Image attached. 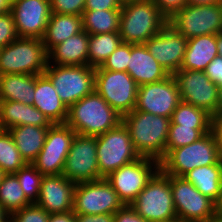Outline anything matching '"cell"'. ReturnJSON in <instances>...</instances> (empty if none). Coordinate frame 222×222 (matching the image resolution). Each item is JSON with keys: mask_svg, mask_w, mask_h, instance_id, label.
<instances>
[{"mask_svg": "<svg viewBox=\"0 0 222 222\" xmlns=\"http://www.w3.org/2000/svg\"><path fill=\"white\" fill-rule=\"evenodd\" d=\"M213 164H222V141L216 126L194 143L172 149L160 161V169L167 175L183 177L196 167Z\"/></svg>", "mask_w": 222, "mask_h": 222, "instance_id": "cell-1", "label": "cell"}, {"mask_svg": "<svg viewBox=\"0 0 222 222\" xmlns=\"http://www.w3.org/2000/svg\"><path fill=\"white\" fill-rule=\"evenodd\" d=\"M140 157L161 161L165 157L170 118L133 110L122 117Z\"/></svg>", "mask_w": 222, "mask_h": 222, "instance_id": "cell-2", "label": "cell"}, {"mask_svg": "<svg viewBox=\"0 0 222 222\" xmlns=\"http://www.w3.org/2000/svg\"><path fill=\"white\" fill-rule=\"evenodd\" d=\"M122 116L95 90L68 108L66 124L76 134L99 136L116 128Z\"/></svg>", "mask_w": 222, "mask_h": 222, "instance_id": "cell-3", "label": "cell"}, {"mask_svg": "<svg viewBox=\"0 0 222 222\" xmlns=\"http://www.w3.org/2000/svg\"><path fill=\"white\" fill-rule=\"evenodd\" d=\"M167 24L168 19L151 0L123 3L119 34L124 43L144 44Z\"/></svg>", "mask_w": 222, "mask_h": 222, "instance_id": "cell-4", "label": "cell"}, {"mask_svg": "<svg viewBox=\"0 0 222 222\" xmlns=\"http://www.w3.org/2000/svg\"><path fill=\"white\" fill-rule=\"evenodd\" d=\"M48 65V52L42 39L18 37L0 49V75H41Z\"/></svg>", "mask_w": 222, "mask_h": 222, "instance_id": "cell-5", "label": "cell"}, {"mask_svg": "<svg viewBox=\"0 0 222 222\" xmlns=\"http://www.w3.org/2000/svg\"><path fill=\"white\" fill-rule=\"evenodd\" d=\"M130 205L149 222H164L177 218L170 175L159 169Z\"/></svg>", "mask_w": 222, "mask_h": 222, "instance_id": "cell-6", "label": "cell"}, {"mask_svg": "<svg viewBox=\"0 0 222 222\" xmlns=\"http://www.w3.org/2000/svg\"><path fill=\"white\" fill-rule=\"evenodd\" d=\"M43 74L67 108L94 91L95 68L89 65L48 64Z\"/></svg>", "mask_w": 222, "mask_h": 222, "instance_id": "cell-7", "label": "cell"}, {"mask_svg": "<svg viewBox=\"0 0 222 222\" xmlns=\"http://www.w3.org/2000/svg\"><path fill=\"white\" fill-rule=\"evenodd\" d=\"M96 140L97 163L103 178L140 158L131 141L130 132L123 122L116 128L96 136Z\"/></svg>", "mask_w": 222, "mask_h": 222, "instance_id": "cell-8", "label": "cell"}, {"mask_svg": "<svg viewBox=\"0 0 222 222\" xmlns=\"http://www.w3.org/2000/svg\"><path fill=\"white\" fill-rule=\"evenodd\" d=\"M138 87L128 72L95 68L94 90L122 117L135 109Z\"/></svg>", "mask_w": 222, "mask_h": 222, "instance_id": "cell-9", "label": "cell"}, {"mask_svg": "<svg viewBox=\"0 0 222 222\" xmlns=\"http://www.w3.org/2000/svg\"><path fill=\"white\" fill-rule=\"evenodd\" d=\"M168 24L187 39L222 34V2L213 5H186L168 20Z\"/></svg>", "mask_w": 222, "mask_h": 222, "instance_id": "cell-10", "label": "cell"}, {"mask_svg": "<svg viewBox=\"0 0 222 222\" xmlns=\"http://www.w3.org/2000/svg\"><path fill=\"white\" fill-rule=\"evenodd\" d=\"M159 169V161L140 157L110 173L105 179L117 192L123 204L130 205Z\"/></svg>", "mask_w": 222, "mask_h": 222, "instance_id": "cell-11", "label": "cell"}, {"mask_svg": "<svg viewBox=\"0 0 222 222\" xmlns=\"http://www.w3.org/2000/svg\"><path fill=\"white\" fill-rule=\"evenodd\" d=\"M123 206L117 192L105 178L76 183L73 200L75 214H114Z\"/></svg>", "mask_w": 222, "mask_h": 222, "instance_id": "cell-12", "label": "cell"}, {"mask_svg": "<svg viewBox=\"0 0 222 222\" xmlns=\"http://www.w3.org/2000/svg\"><path fill=\"white\" fill-rule=\"evenodd\" d=\"M177 218L182 222H207L215 214V202L184 177L170 175Z\"/></svg>", "mask_w": 222, "mask_h": 222, "instance_id": "cell-13", "label": "cell"}, {"mask_svg": "<svg viewBox=\"0 0 222 222\" xmlns=\"http://www.w3.org/2000/svg\"><path fill=\"white\" fill-rule=\"evenodd\" d=\"M75 135L66 123L52 124L47 130L43 148L31 164L43 176L62 174Z\"/></svg>", "mask_w": 222, "mask_h": 222, "instance_id": "cell-14", "label": "cell"}, {"mask_svg": "<svg viewBox=\"0 0 222 222\" xmlns=\"http://www.w3.org/2000/svg\"><path fill=\"white\" fill-rule=\"evenodd\" d=\"M184 103L205 110L217 122L218 86L204 71L183 70L173 74Z\"/></svg>", "mask_w": 222, "mask_h": 222, "instance_id": "cell-15", "label": "cell"}, {"mask_svg": "<svg viewBox=\"0 0 222 222\" xmlns=\"http://www.w3.org/2000/svg\"><path fill=\"white\" fill-rule=\"evenodd\" d=\"M96 151V136L76 134L66 157L62 174L74 183L102 179Z\"/></svg>", "mask_w": 222, "mask_h": 222, "instance_id": "cell-16", "label": "cell"}, {"mask_svg": "<svg viewBox=\"0 0 222 222\" xmlns=\"http://www.w3.org/2000/svg\"><path fill=\"white\" fill-rule=\"evenodd\" d=\"M180 102L177 82L170 74L161 81L139 86L134 110L171 118Z\"/></svg>", "mask_w": 222, "mask_h": 222, "instance_id": "cell-17", "label": "cell"}, {"mask_svg": "<svg viewBox=\"0 0 222 222\" xmlns=\"http://www.w3.org/2000/svg\"><path fill=\"white\" fill-rule=\"evenodd\" d=\"M18 37H44L51 16L50 0H14L11 6Z\"/></svg>", "mask_w": 222, "mask_h": 222, "instance_id": "cell-18", "label": "cell"}, {"mask_svg": "<svg viewBox=\"0 0 222 222\" xmlns=\"http://www.w3.org/2000/svg\"><path fill=\"white\" fill-rule=\"evenodd\" d=\"M188 39L167 24L157 35L144 44L150 54L169 74L179 71L183 63Z\"/></svg>", "mask_w": 222, "mask_h": 222, "instance_id": "cell-19", "label": "cell"}, {"mask_svg": "<svg viewBox=\"0 0 222 222\" xmlns=\"http://www.w3.org/2000/svg\"><path fill=\"white\" fill-rule=\"evenodd\" d=\"M75 186L63 174L43 176L35 204L50 214L72 211Z\"/></svg>", "mask_w": 222, "mask_h": 222, "instance_id": "cell-20", "label": "cell"}, {"mask_svg": "<svg viewBox=\"0 0 222 222\" xmlns=\"http://www.w3.org/2000/svg\"><path fill=\"white\" fill-rule=\"evenodd\" d=\"M127 72L138 86L161 81L170 75L150 54L145 44H130Z\"/></svg>", "mask_w": 222, "mask_h": 222, "instance_id": "cell-21", "label": "cell"}, {"mask_svg": "<svg viewBox=\"0 0 222 222\" xmlns=\"http://www.w3.org/2000/svg\"><path fill=\"white\" fill-rule=\"evenodd\" d=\"M21 125L50 127L52 123L34 105L0 100V129L9 130Z\"/></svg>", "mask_w": 222, "mask_h": 222, "instance_id": "cell-22", "label": "cell"}, {"mask_svg": "<svg viewBox=\"0 0 222 222\" xmlns=\"http://www.w3.org/2000/svg\"><path fill=\"white\" fill-rule=\"evenodd\" d=\"M33 105L40 110L52 124L65 123L68 108L61 101L55 87L44 75H36Z\"/></svg>", "mask_w": 222, "mask_h": 222, "instance_id": "cell-23", "label": "cell"}, {"mask_svg": "<svg viewBox=\"0 0 222 222\" xmlns=\"http://www.w3.org/2000/svg\"><path fill=\"white\" fill-rule=\"evenodd\" d=\"M89 34L83 30L54 46L48 52V64L88 65Z\"/></svg>", "mask_w": 222, "mask_h": 222, "instance_id": "cell-24", "label": "cell"}, {"mask_svg": "<svg viewBox=\"0 0 222 222\" xmlns=\"http://www.w3.org/2000/svg\"><path fill=\"white\" fill-rule=\"evenodd\" d=\"M217 55V35L189 38L180 69L204 71Z\"/></svg>", "mask_w": 222, "mask_h": 222, "instance_id": "cell-25", "label": "cell"}, {"mask_svg": "<svg viewBox=\"0 0 222 222\" xmlns=\"http://www.w3.org/2000/svg\"><path fill=\"white\" fill-rule=\"evenodd\" d=\"M81 31H83L82 16L51 13L42 38L46 51L49 52L54 46Z\"/></svg>", "mask_w": 222, "mask_h": 222, "instance_id": "cell-26", "label": "cell"}, {"mask_svg": "<svg viewBox=\"0 0 222 222\" xmlns=\"http://www.w3.org/2000/svg\"><path fill=\"white\" fill-rule=\"evenodd\" d=\"M36 75H0V100L19 101L33 105Z\"/></svg>", "mask_w": 222, "mask_h": 222, "instance_id": "cell-27", "label": "cell"}, {"mask_svg": "<svg viewBox=\"0 0 222 222\" xmlns=\"http://www.w3.org/2000/svg\"><path fill=\"white\" fill-rule=\"evenodd\" d=\"M49 127L21 125L10 128L16 147L26 163L31 164L44 146Z\"/></svg>", "mask_w": 222, "mask_h": 222, "instance_id": "cell-28", "label": "cell"}, {"mask_svg": "<svg viewBox=\"0 0 222 222\" xmlns=\"http://www.w3.org/2000/svg\"><path fill=\"white\" fill-rule=\"evenodd\" d=\"M183 177L204 196L218 201L222 193V164L196 167Z\"/></svg>", "mask_w": 222, "mask_h": 222, "instance_id": "cell-29", "label": "cell"}, {"mask_svg": "<svg viewBox=\"0 0 222 222\" xmlns=\"http://www.w3.org/2000/svg\"><path fill=\"white\" fill-rule=\"evenodd\" d=\"M121 10H84L83 30L88 34L119 32Z\"/></svg>", "mask_w": 222, "mask_h": 222, "instance_id": "cell-30", "label": "cell"}, {"mask_svg": "<svg viewBox=\"0 0 222 222\" xmlns=\"http://www.w3.org/2000/svg\"><path fill=\"white\" fill-rule=\"evenodd\" d=\"M121 42L119 32L89 34L88 65L93 68L102 66Z\"/></svg>", "mask_w": 222, "mask_h": 222, "instance_id": "cell-31", "label": "cell"}, {"mask_svg": "<svg viewBox=\"0 0 222 222\" xmlns=\"http://www.w3.org/2000/svg\"><path fill=\"white\" fill-rule=\"evenodd\" d=\"M173 124L193 126L195 129H213L216 122L205 110L180 102L170 118Z\"/></svg>", "mask_w": 222, "mask_h": 222, "instance_id": "cell-32", "label": "cell"}, {"mask_svg": "<svg viewBox=\"0 0 222 222\" xmlns=\"http://www.w3.org/2000/svg\"><path fill=\"white\" fill-rule=\"evenodd\" d=\"M31 204L17 177L14 174H6L0 184V206L10 214Z\"/></svg>", "mask_w": 222, "mask_h": 222, "instance_id": "cell-33", "label": "cell"}, {"mask_svg": "<svg viewBox=\"0 0 222 222\" xmlns=\"http://www.w3.org/2000/svg\"><path fill=\"white\" fill-rule=\"evenodd\" d=\"M26 164L11 133L0 129V169L6 174H14Z\"/></svg>", "mask_w": 222, "mask_h": 222, "instance_id": "cell-34", "label": "cell"}, {"mask_svg": "<svg viewBox=\"0 0 222 222\" xmlns=\"http://www.w3.org/2000/svg\"><path fill=\"white\" fill-rule=\"evenodd\" d=\"M212 129H195L193 126H182L170 122L166 141L165 156L175 148L194 143Z\"/></svg>", "mask_w": 222, "mask_h": 222, "instance_id": "cell-35", "label": "cell"}, {"mask_svg": "<svg viewBox=\"0 0 222 222\" xmlns=\"http://www.w3.org/2000/svg\"><path fill=\"white\" fill-rule=\"evenodd\" d=\"M14 175L17 177L26 198L31 203H36L43 175L29 163L19 169Z\"/></svg>", "mask_w": 222, "mask_h": 222, "instance_id": "cell-36", "label": "cell"}, {"mask_svg": "<svg viewBox=\"0 0 222 222\" xmlns=\"http://www.w3.org/2000/svg\"><path fill=\"white\" fill-rule=\"evenodd\" d=\"M50 213L32 203L9 214V222H48Z\"/></svg>", "mask_w": 222, "mask_h": 222, "instance_id": "cell-37", "label": "cell"}, {"mask_svg": "<svg viewBox=\"0 0 222 222\" xmlns=\"http://www.w3.org/2000/svg\"><path fill=\"white\" fill-rule=\"evenodd\" d=\"M130 58V44H121L110 54L101 66L105 70L127 72Z\"/></svg>", "mask_w": 222, "mask_h": 222, "instance_id": "cell-38", "label": "cell"}, {"mask_svg": "<svg viewBox=\"0 0 222 222\" xmlns=\"http://www.w3.org/2000/svg\"><path fill=\"white\" fill-rule=\"evenodd\" d=\"M18 38L11 12L0 15V49Z\"/></svg>", "mask_w": 222, "mask_h": 222, "instance_id": "cell-39", "label": "cell"}, {"mask_svg": "<svg viewBox=\"0 0 222 222\" xmlns=\"http://www.w3.org/2000/svg\"><path fill=\"white\" fill-rule=\"evenodd\" d=\"M51 13L82 16L85 0H50Z\"/></svg>", "mask_w": 222, "mask_h": 222, "instance_id": "cell-40", "label": "cell"}, {"mask_svg": "<svg viewBox=\"0 0 222 222\" xmlns=\"http://www.w3.org/2000/svg\"><path fill=\"white\" fill-rule=\"evenodd\" d=\"M158 10L169 20L187 5V0H151Z\"/></svg>", "mask_w": 222, "mask_h": 222, "instance_id": "cell-41", "label": "cell"}, {"mask_svg": "<svg viewBox=\"0 0 222 222\" xmlns=\"http://www.w3.org/2000/svg\"><path fill=\"white\" fill-rule=\"evenodd\" d=\"M121 0H85L84 10H121Z\"/></svg>", "mask_w": 222, "mask_h": 222, "instance_id": "cell-42", "label": "cell"}, {"mask_svg": "<svg viewBox=\"0 0 222 222\" xmlns=\"http://www.w3.org/2000/svg\"><path fill=\"white\" fill-rule=\"evenodd\" d=\"M114 222H149L140 216L131 205H124L114 213Z\"/></svg>", "mask_w": 222, "mask_h": 222, "instance_id": "cell-43", "label": "cell"}, {"mask_svg": "<svg viewBox=\"0 0 222 222\" xmlns=\"http://www.w3.org/2000/svg\"><path fill=\"white\" fill-rule=\"evenodd\" d=\"M209 79L217 86L222 85V57L217 55L204 70Z\"/></svg>", "mask_w": 222, "mask_h": 222, "instance_id": "cell-44", "label": "cell"}, {"mask_svg": "<svg viewBox=\"0 0 222 222\" xmlns=\"http://www.w3.org/2000/svg\"><path fill=\"white\" fill-rule=\"evenodd\" d=\"M76 222H114V214H76Z\"/></svg>", "mask_w": 222, "mask_h": 222, "instance_id": "cell-45", "label": "cell"}, {"mask_svg": "<svg viewBox=\"0 0 222 222\" xmlns=\"http://www.w3.org/2000/svg\"><path fill=\"white\" fill-rule=\"evenodd\" d=\"M48 222H76V214L73 210L66 213H51Z\"/></svg>", "mask_w": 222, "mask_h": 222, "instance_id": "cell-46", "label": "cell"}, {"mask_svg": "<svg viewBox=\"0 0 222 222\" xmlns=\"http://www.w3.org/2000/svg\"><path fill=\"white\" fill-rule=\"evenodd\" d=\"M221 2L222 0H187V5H213Z\"/></svg>", "mask_w": 222, "mask_h": 222, "instance_id": "cell-47", "label": "cell"}, {"mask_svg": "<svg viewBox=\"0 0 222 222\" xmlns=\"http://www.w3.org/2000/svg\"><path fill=\"white\" fill-rule=\"evenodd\" d=\"M222 118V85L218 86L217 121Z\"/></svg>", "mask_w": 222, "mask_h": 222, "instance_id": "cell-48", "label": "cell"}, {"mask_svg": "<svg viewBox=\"0 0 222 222\" xmlns=\"http://www.w3.org/2000/svg\"><path fill=\"white\" fill-rule=\"evenodd\" d=\"M11 6V0H0V15L11 12Z\"/></svg>", "mask_w": 222, "mask_h": 222, "instance_id": "cell-49", "label": "cell"}, {"mask_svg": "<svg viewBox=\"0 0 222 222\" xmlns=\"http://www.w3.org/2000/svg\"><path fill=\"white\" fill-rule=\"evenodd\" d=\"M215 213H217L218 215L222 217V193L218 201L215 203Z\"/></svg>", "mask_w": 222, "mask_h": 222, "instance_id": "cell-50", "label": "cell"}, {"mask_svg": "<svg viewBox=\"0 0 222 222\" xmlns=\"http://www.w3.org/2000/svg\"><path fill=\"white\" fill-rule=\"evenodd\" d=\"M0 222H9V214L0 206Z\"/></svg>", "mask_w": 222, "mask_h": 222, "instance_id": "cell-51", "label": "cell"}, {"mask_svg": "<svg viewBox=\"0 0 222 222\" xmlns=\"http://www.w3.org/2000/svg\"><path fill=\"white\" fill-rule=\"evenodd\" d=\"M217 50L218 55L222 57V34L217 35Z\"/></svg>", "mask_w": 222, "mask_h": 222, "instance_id": "cell-52", "label": "cell"}, {"mask_svg": "<svg viewBox=\"0 0 222 222\" xmlns=\"http://www.w3.org/2000/svg\"><path fill=\"white\" fill-rule=\"evenodd\" d=\"M207 222H222V217L215 213Z\"/></svg>", "mask_w": 222, "mask_h": 222, "instance_id": "cell-53", "label": "cell"}, {"mask_svg": "<svg viewBox=\"0 0 222 222\" xmlns=\"http://www.w3.org/2000/svg\"><path fill=\"white\" fill-rule=\"evenodd\" d=\"M216 127L220 133L221 141H222V118L216 122Z\"/></svg>", "mask_w": 222, "mask_h": 222, "instance_id": "cell-54", "label": "cell"}, {"mask_svg": "<svg viewBox=\"0 0 222 222\" xmlns=\"http://www.w3.org/2000/svg\"><path fill=\"white\" fill-rule=\"evenodd\" d=\"M6 175V173H4L1 169H0V184L3 180V177Z\"/></svg>", "mask_w": 222, "mask_h": 222, "instance_id": "cell-55", "label": "cell"}, {"mask_svg": "<svg viewBox=\"0 0 222 222\" xmlns=\"http://www.w3.org/2000/svg\"><path fill=\"white\" fill-rule=\"evenodd\" d=\"M123 3H129V2H137V1H145V0H121Z\"/></svg>", "mask_w": 222, "mask_h": 222, "instance_id": "cell-56", "label": "cell"}, {"mask_svg": "<svg viewBox=\"0 0 222 222\" xmlns=\"http://www.w3.org/2000/svg\"><path fill=\"white\" fill-rule=\"evenodd\" d=\"M164 222H182V221H180L178 218H175V219L164 221Z\"/></svg>", "mask_w": 222, "mask_h": 222, "instance_id": "cell-57", "label": "cell"}]
</instances>
